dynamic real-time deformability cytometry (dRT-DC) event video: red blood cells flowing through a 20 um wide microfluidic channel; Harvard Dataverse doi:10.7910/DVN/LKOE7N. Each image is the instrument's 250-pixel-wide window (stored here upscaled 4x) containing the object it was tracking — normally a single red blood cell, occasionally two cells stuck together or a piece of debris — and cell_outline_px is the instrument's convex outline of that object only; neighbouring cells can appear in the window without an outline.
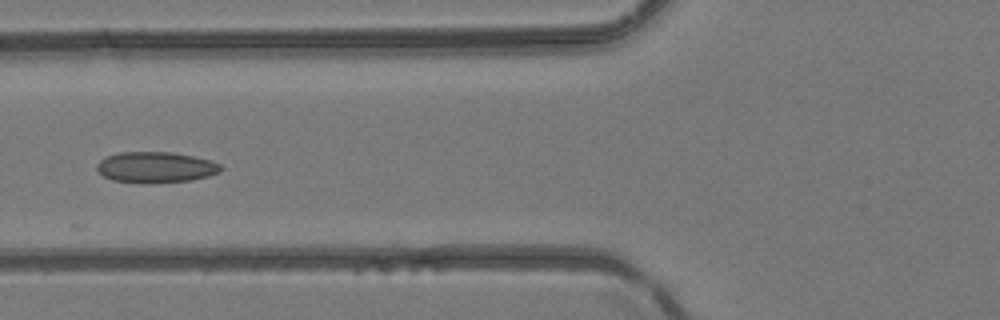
{"species": "common noctule bat (a hibernating species)", "species_latin": "Nyctalus noctula", "temperature_condition": "room temperature", "stored_images_in_passage": 7, "camera_frame_rate_fps": 3000, "um_per_image_px": 0.085, "animal": {"sex": "female", "body_mass_g": 24.6, "forearm_length_mm": 56.2}, "frame": {"image": 1, "passage_image": 6, "time_ms": 6.667, "image_size_px": [1000, 320], "cell_outline_px": [[224, 168], [220, 172], [208, 176], [192, 180], [148, 184], [144, 184], [112, 180], [104, 176], [96, 168], [96, 164], [104, 156], [120, 152], [172, 152], [212, 160], [220, 164]], "centroid_in_image_um": [13.24, 14.22], "position_along_channel_um": 112.6, "area_um2": 22.66}}
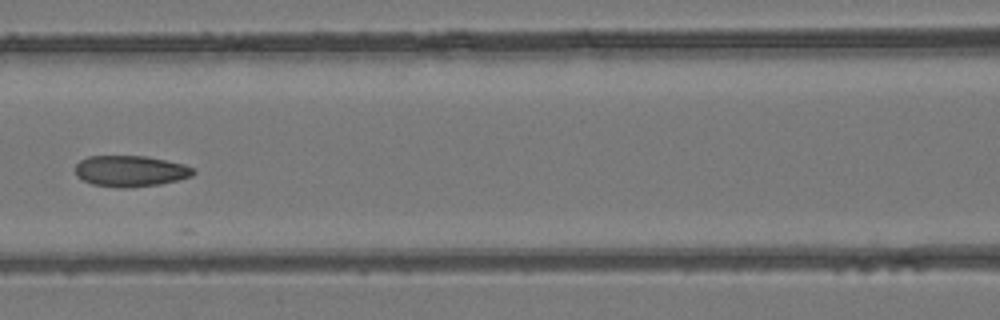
{"frame": {"image": 2, "passage_image": 7, "time_ms": 7.667, "image_size_px": [1000, 320], "cell_outline_px": [[196, 172], [192, 176], [180, 180], [160, 184], [128, 188], [120, 188], [92, 184], [76, 176], [76, 164], [80, 160], [88, 156], [148, 156], [184, 164], [196, 168]], "centroid_in_image_um": [11.13, 14.54], "position_along_channel_um": 155.5, "area_um2": 21.62}}